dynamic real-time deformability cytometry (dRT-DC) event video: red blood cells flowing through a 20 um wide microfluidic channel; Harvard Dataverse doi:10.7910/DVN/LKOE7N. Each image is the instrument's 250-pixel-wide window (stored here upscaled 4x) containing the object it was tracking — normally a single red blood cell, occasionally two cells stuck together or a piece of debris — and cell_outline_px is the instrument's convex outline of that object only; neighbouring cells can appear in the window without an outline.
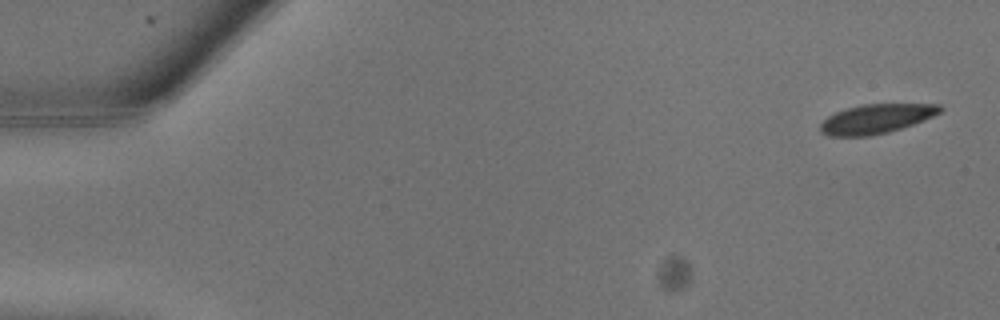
{"species": "common noctule bat (a hibernating species)", "species_latin": "Nyctalus noctula", "temperature_condition": "warm", "stored_images_in_passage": 11, "camera_frame_rate_fps": 3000, "um_per_image_px": 0.085, "animal": {"sex": "male", "body_mass_g": 13.3}, "frame": {"image": 1, "passage_image": 1, "time_ms": 0.0, "image_size_px": [1000, 320], "cell_outline_px": [[944, 108], [940, 112], [924, 120], [888, 132], [872, 136], [828, 136], [820, 132], [820, 124], [828, 116], [836, 112], [848, 108], [864, 104], [940, 104]], "centroid_in_image_um": [74.47, 10.1], "position_along_channel_um": 10.5, "area_um2": 20.35}}
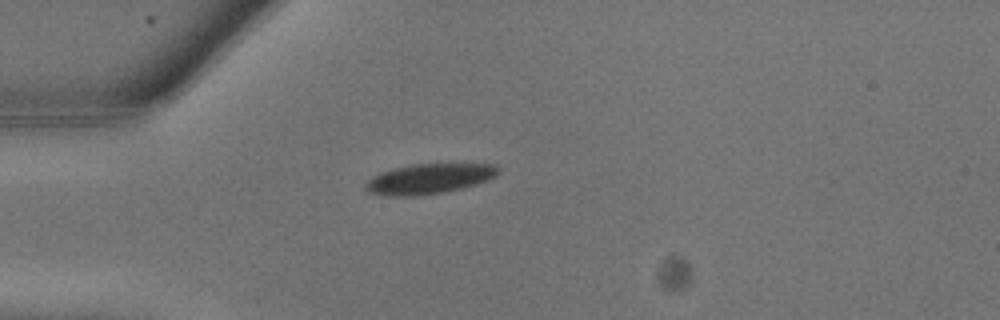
{"frame": {"image": 2, "passage_image": 7, "time_ms": 2.0, "image_size_px": [1000, 320], "cell_outline_px": [[500, 172], [496, 176], [488, 180], [476, 184], [460, 188], [440, 192], [416, 196], [384, 196], [368, 192], [364, 188], [364, 184], [368, 180], [380, 172], [412, 164], [496, 164], [500, 168]], "centroid_in_image_um": [36.47, 15.19], "position_along_channel_um": 48.5, "area_um2": 23.24}}
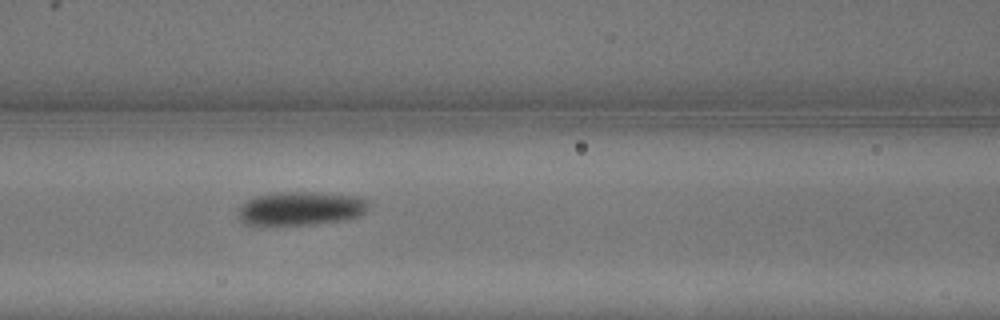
{"frame": {"image": 3, "passage_image": 11, "time_ms": 3.333, "image_size_px": [1000, 320], "cell_outline_px": [[368, 208], [360, 216], [344, 220], [308, 224], [244, 224], [240, 220], [240, 208], [248, 200], [256, 196], [272, 192], [320, 192], [352, 196], [368, 200]], "centroid_in_image_um": [25.59, 17.7], "position_along_channel_um": 141.0, "area_um2": 25.2}}